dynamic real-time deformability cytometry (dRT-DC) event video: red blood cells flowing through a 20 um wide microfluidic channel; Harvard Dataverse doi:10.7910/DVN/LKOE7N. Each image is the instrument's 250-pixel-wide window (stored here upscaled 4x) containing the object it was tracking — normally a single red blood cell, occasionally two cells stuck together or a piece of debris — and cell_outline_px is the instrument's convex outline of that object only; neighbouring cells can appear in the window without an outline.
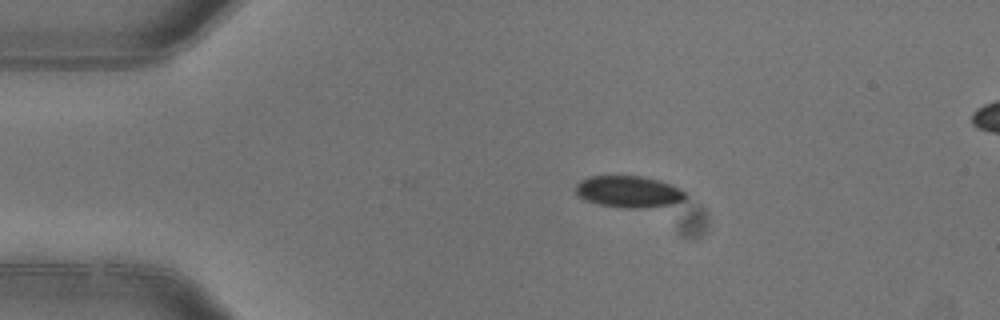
{"species": "common noctule bat (a hibernating species)", "species_latin": "Nyctalus noctula", "temperature_condition": "warm", "stored_images_in_passage": 3, "camera_frame_rate_fps": 3000, "um_per_image_px": 0.085, "animal": {"sex": "female"}, "frame": {"image": 1, "passage_image": 3, "time_ms": 0.667, "image_size_px": [1000, 320], "cell_outline_px": [[688, 196], [684, 200], [672, 204], [644, 208], [620, 208], [600, 204], [584, 200], [576, 196], [576, 184], [580, 180], [588, 176], [640, 176], [660, 180], [680, 188]], "centroid_in_image_um": [53.42, 16.29], "position_along_channel_um": 31.6, "area_um2": 20.46}}